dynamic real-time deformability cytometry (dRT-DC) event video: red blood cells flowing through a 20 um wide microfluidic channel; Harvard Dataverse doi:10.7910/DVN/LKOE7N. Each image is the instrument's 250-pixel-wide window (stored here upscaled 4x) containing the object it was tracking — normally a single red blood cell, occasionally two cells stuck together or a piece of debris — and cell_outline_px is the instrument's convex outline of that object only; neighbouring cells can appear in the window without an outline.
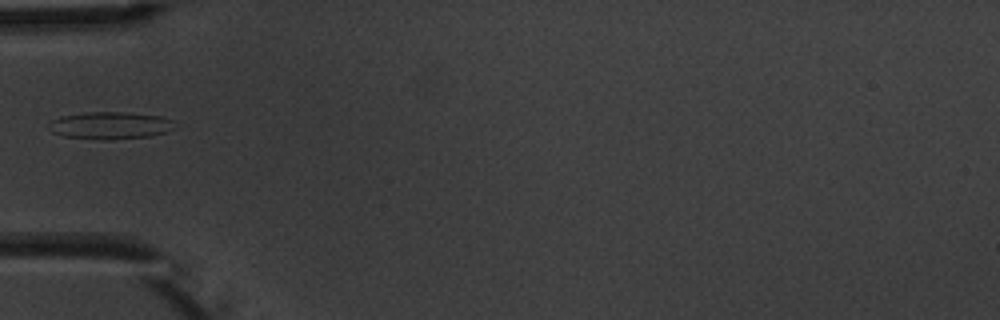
{"species": "common noctule bat (a hibernating species)", "species_latin": "Nyctalus noctula", "temperature_condition": "warm", "stored_images_in_passage": 4, "camera_frame_rate_fps": 3000, "um_per_image_px": 0.085, "animal": {"sex": "male", "body_mass_g": 20.1, "forearm_length_mm": 53.5}, "frame": {"image": 1, "passage_image": 4, "time_ms": 3.667, "image_size_px": [1000, 320], "cell_outline_px": [[172, 128], [168, 132], [152, 136], [108, 140], [104, 140], [64, 136], [52, 132], [48, 128], [48, 124], [52, 120], [64, 116], [88, 112], [124, 112], [160, 116], [172, 120]], "centroid_in_image_um": [9.36, 10.67], "position_along_channel_um": 75.6, "area_um2": 19.88}}